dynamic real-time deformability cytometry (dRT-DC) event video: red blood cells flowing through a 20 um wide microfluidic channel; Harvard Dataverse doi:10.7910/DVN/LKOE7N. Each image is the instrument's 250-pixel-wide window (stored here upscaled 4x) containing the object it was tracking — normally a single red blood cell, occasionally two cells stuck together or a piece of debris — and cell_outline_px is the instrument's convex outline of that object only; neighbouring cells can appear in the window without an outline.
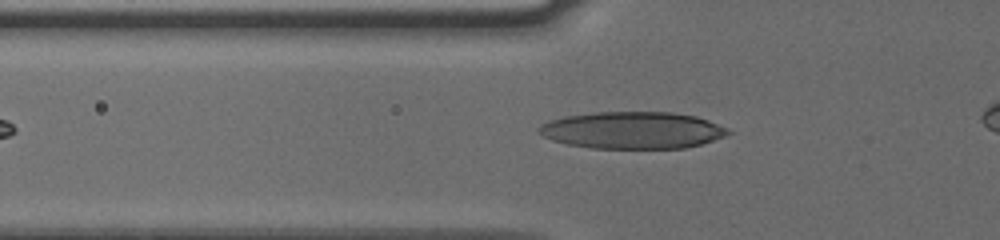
{"species": "human", "species_latin": "Homo sapiens", "temperature_condition": "cold", "stored_images_in_passage": 34, "camera_frame_rate_fps": 3000, "um_per_image_px": 0.085, "donor": {"sex": "male"}, "frame": {"image": 1, "passage_image": 3, "time_ms": 0.667, "image_size_px": [1000, 240], "cell_outline_px": [[732, 132], [724, 136], [700, 144], [684, 148], [592, 148], [568, 144], [552, 140], [536, 132], [536, 128], [540, 124], [548, 120], [564, 116], [592, 112], [672, 112], [696, 116], [708, 120], [728, 128]], "centroid_in_image_um": [53.71, 11.06], "position_along_channel_um": 72.1, "area_um2": 40.92}}
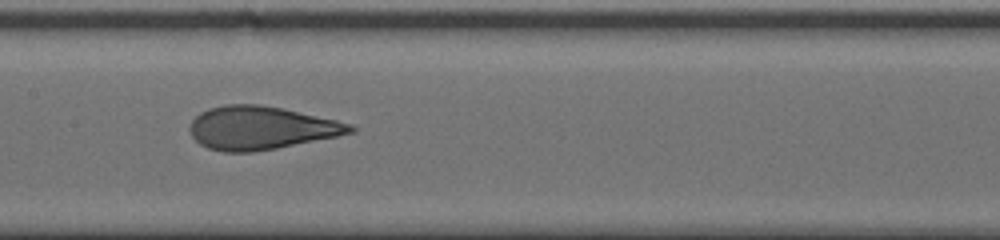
{"frame": {"image": 2, "passage_image": 12, "time_ms": 3.667, "image_size_px": [1000, 240], "cell_outline_px": [[356, 132], [276, 148], [252, 152], [224, 152], [208, 148], [200, 144], [192, 136], [188, 128], [192, 120], [200, 112], [208, 108], [224, 104], [260, 104], [280, 108], [336, 120], [352, 124], [356, 128]], "centroid_in_image_um": [22.15, 10.87], "position_along_channel_um": 185.3, "area_um2": 40.23}}
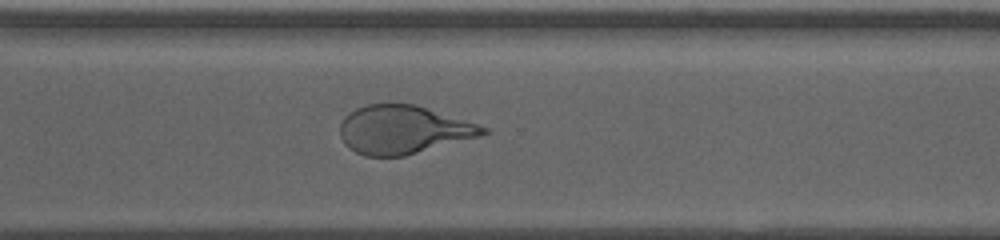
{"frame": {"image": 3, "passage_image": 24, "time_ms": 7.667, "image_size_px": [1000, 240], "cell_outline_px": [[488, 132], [476, 136], [404, 156], [364, 156], [348, 148], [344, 144], [340, 136], [340, 124], [344, 116], [348, 112], [356, 108], [368, 104], [416, 104], [488, 128]], "centroid_in_image_um": [34.18, 11.02], "position_along_channel_um": 336.4, "area_um2": 39.77}}